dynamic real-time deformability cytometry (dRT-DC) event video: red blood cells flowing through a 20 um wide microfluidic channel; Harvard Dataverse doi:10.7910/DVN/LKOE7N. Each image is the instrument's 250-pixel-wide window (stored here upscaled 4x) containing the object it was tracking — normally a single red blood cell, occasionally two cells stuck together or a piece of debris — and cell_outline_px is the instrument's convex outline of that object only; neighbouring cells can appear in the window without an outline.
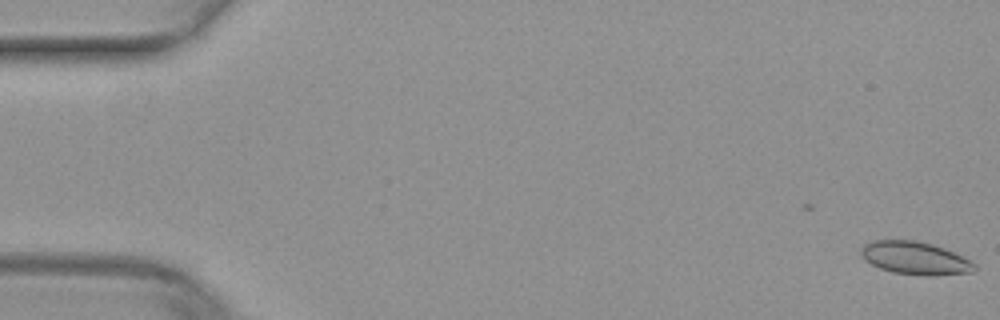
{"species": "common noctule bat (a hibernating species)", "species_latin": "Nyctalus noctula", "temperature_condition": "warm", "stored_images_in_passage": 2, "camera_frame_rate_fps": 3000, "um_per_image_px": 0.085, "animal": {"sex": "female", "body_mass_g": 29.2, "forearm_length_mm": 56.3}, "frame": {"image": 1, "passage_image": 2, "time_ms": 0.333, "image_size_px": [1000, 320], "cell_outline_px": [[976, 268], [972, 272], [932, 276], [924, 276], [892, 272], [880, 268], [864, 260], [860, 256], [860, 248], [864, 244], [872, 240], [916, 240], [932, 244], [944, 248], [972, 260], [976, 264]], "centroid_in_image_um": [77.77, 21.94], "position_along_channel_um": 7.2, "area_um2": 22.02}}